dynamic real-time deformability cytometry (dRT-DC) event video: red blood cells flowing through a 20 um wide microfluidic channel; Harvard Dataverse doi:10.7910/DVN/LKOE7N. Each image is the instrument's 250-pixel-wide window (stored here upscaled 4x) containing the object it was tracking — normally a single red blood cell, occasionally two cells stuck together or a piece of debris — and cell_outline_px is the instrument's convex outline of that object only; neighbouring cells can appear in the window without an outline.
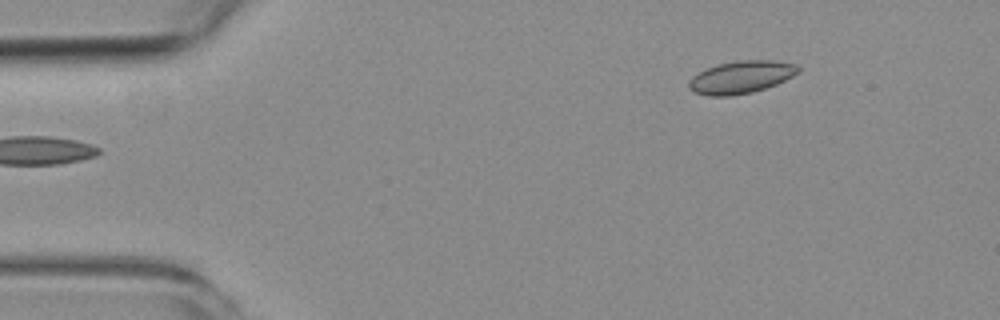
{"species": "common noctule bat (a hibernating species)", "species_latin": "Nyctalus noctula", "temperature_condition": "room temperature", "stored_images_in_passage": 4, "camera_frame_rate_fps": 3000, "um_per_image_px": 0.085, "animal": {"sex": "female", "body_mass_g": 19.3, "forearm_length_mm": 54.1}, "frame": {"image": 1, "passage_image": 4, "time_ms": 3.333, "image_size_px": [1000, 320], "cell_outline_px": [[800, 72], [776, 84], [752, 92], [732, 96], [708, 96], [692, 92], [688, 88], [688, 80], [692, 76], [708, 68], [720, 64], [740, 60], [772, 60], [796, 64], [800, 68]], "centroid_in_image_um": [62.97, 6.57], "position_along_channel_um": 22.0, "area_um2": 20.69}}